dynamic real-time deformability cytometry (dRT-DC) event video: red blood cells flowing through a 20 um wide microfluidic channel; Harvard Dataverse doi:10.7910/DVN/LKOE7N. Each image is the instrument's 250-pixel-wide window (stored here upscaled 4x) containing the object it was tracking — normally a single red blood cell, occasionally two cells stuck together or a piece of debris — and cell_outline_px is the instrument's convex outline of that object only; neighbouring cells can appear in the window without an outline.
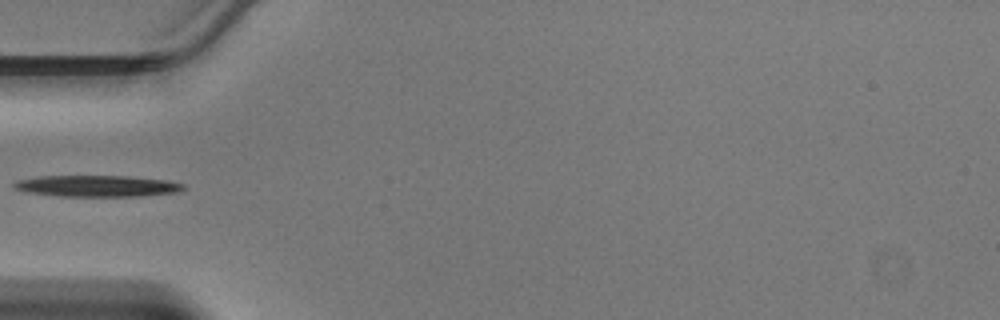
{"species": "Egyptian fruit bat (a non-hibernating species)", "species_latin": "Rousettus aegyptiacus", "temperature_condition": "warm", "stored_images_in_passage": 31, "camera_frame_rate_fps": 3000, "um_per_image_px": 0.085, "animal": {"sex": "male"}, "frame": {"image": 1, "passage_image": 1, "time_ms": 0.0, "image_size_px": [1000, 320], "cell_outline_px": [[184, 188], [176, 192], [140, 196], [60, 196], [28, 192], [12, 188], [12, 184], [16, 180], [36, 176], [128, 176], [168, 180], [184, 184]], "centroid_in_image_um": [8.2, 15.8], "position_along_channel_um": 76.8, "area_um2": 21.1}}